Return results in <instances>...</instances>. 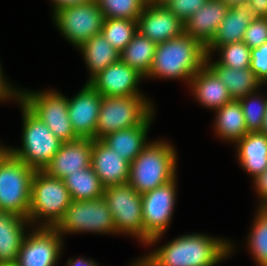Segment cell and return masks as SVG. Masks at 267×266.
Returning a JSON list of instances; mask_svg holds the SVG:
<instances>
[{"label": "cell", "instance_id": "6da1fadb", "mask_svg": "<svg viewBox=\"0 0 267 266\" xmlns=\"http://www.w3.org/2000/svg\"><path fill=\"white\" fill-rule=\"evenodd\" d=\"M233 249L230 240L190 233L157 247L131 266H215L232 255Z\"/></svg>", "mask_w": 267, "mask_h": 266}, {"label": "cell", "instance_id": "7a4b0ae2", "mask_svg": "<svg viewBox=\"0 0 267 266\" xmlns=\"http://www.w3.org/2000/svg\"><path fill=\"white\" fill-rule=\"evenodd\" d=\"M206 64V48L183 32L176 38L156 45L147 78L179 79L187 84Z\"/></svg>", "mask_w": 267, "mask_h": 266}, {"label": "cell", "instance_id": "3957f363", "mask_svg": "<svg viewBox=\"0 0 267 266\" xmlns=\"http://www.w3.org/2000/svg\"><path fill=\"white\" fill-rule=\"evenodd\" d=\"M176 154L165 140L149 142L130 163L128 184L142 195L172 181L177 176Z\"/></svg>", "mask_w": 267, "mask_h": 266}, {"label": "cell", "instance_id": "277c9868", "mask_svg": "<svg viewBox=\"0 0 267 266\" xmlns=\"http://www.w3.org/2000/svg\"><path fill=\"white\" fill-rule=\"evenodd\" d=\"M71 201L64 180L50 177L44 171H35L28 215L31 228L37 225L55 228L64 217Z\"/></svg>", "mask_w": 267, "mask_h": 266}, {"label": "cell", "instance_id": "5b68a950", "mask_svg": "<svg viewBox=\"0 0 267 266\" xmlns=\"http://www.w3.org/2000/svg\"><path fill=\"white\" fill-rule=\"evenodd\" d=\"M16 103L23 112L21 148H10V153L36 171H43L59 151V140L20 100Z\"/></svg>", "mask_w": 267, "mask_h": 266}, {"label": "cell", "instance_id": "8992f818", "mask_svg": "<svg viewBox=\"0 0 267 266\" xmlns=\"http://www.w3.org/2000/svg\"><path fill=\"white\" fill-rule=\"evenodd\" d=\"M152 103L144 95L102 96L95 139H102L115 131L142 125L155 111Z\"/></svg>", "mask_w": 267, "mask_h": 266}, {"label": "cell", "instance_id": "52a82bcc", "mask_svg": "<svg viewBox=\"0 0 267 266\" xmlns=\"http://www.w3.org/2000/svg\"><path fill=\"white\" fill-rule=\"evenodd\" d=\"M36 170L9 153L0 163V211L28 219Z\"/></svg>", "mask_w": 267, "mask_h": 266}, {"label": "cell", "instance_id": "ba28073f", "mask_svg": "<svg viewBox=\"0 0 267 266\" xmlns=\"http://www.w3.org/2000/svg\"><path fill=\"white\" fill-rule=\"evenodd\" d=\"M62 142L78 139L68 115V97L56 90L23 91L19 99Z\"/></svg>", "mask_w": 267, "mask_h": 266}, {"label": "cell", "instance_id": "9c48e42d", "mask_svg": "<svg viewBox=\"0 0 267 266\" xmlns=\"http://www.w3.org/2000/svg\"><path fill=\"white\" fill-rule=\"evenodd\" d=\"M55 229L62 237L66 233L82 232L117 234L113 216L103 197L85 201L72 200Z\"/></svg>", "mask_w": 267, "mask_h": 266}, {"label": "cell", "instance_id": "30bf717a", "mask_svg": "<svg viewBox=\"0 0 267 266\" xmlns=\"http://www.w3.org/2000/svg\"><path fill=\"white\" fill-rule=\"evenodd\" d=\"M103 198L113 216L117 234L136 237L144 245L141 194L126 183L105 187Z\"/></svg>", "mask_w": 267, "mask_h": 266}, {"label": "cell", "instance_id": "8fae6325", "mask_svg": "<svg viewBox=\"0 0 267 266\" xmlns=\"http://www.w3.org/2000/svg\"><path fill=\"white\" fill-rule=\"evenodd\" d=\"M176 180L141 195L144 245L157 243L170 226L177 198Z\"/></svg>", "mask_w": 267, "mask_h": 266}, {"label": "cell", "instance_id": "7c38bea8", "mask_svg": "<svg viewBox=\"0 0 267 266\" xmlns=\"http://www.w3.org/2000/svg\"><path fill=\"white\" fill-rule=\"evenodd\" d=\"M104 19L95 0L64 7L53 13L55 26L76 49L94 35L100 34Z\"/></svg>", "mask_w": 267, "mask_h": 266}, {"label": "cell", "instance_id": "4fadbf2b", "mask_svg": "<svg viewBox=\"0 0 267 266\" xmlns=\"http://www.w3.org/2000/svg\"><path fill=\"white\" fill-rule=\"evenodd\" d=\"M20 247L19 266H56L61 258L63 237L55 228L34 227Z\"/></svg>", "mask_w": 267, "mask_h": 266}, {"label": "cell", "instance_id": "5bb4252c", "mask_svg": "<svg viewBox=\"0 0 267 266\" xmlns=\"http://www.w3.org/2000/svg\"><path fill=\"white\" fill-rule=\"evenodd\" d=\"M101 101L102 96L87 82L78 94L68 98V115L78 138L95 139Z\"/></svg>", "mask_w": 267, "mask_h": 266}, {"label": "cell", "instance_id": "9a60e30c", "mask_svg": "<svg viewBox=\"0 0 267 266\" xmlns=\"http://www.w3.org/2000/svg\"><path fill=\"white\" fill-rule=\"evenodd\" d=\"M145 79L134 68L121 60L109 65L88 83L101 96L127 97L143 95L139 91V82Z\"/></svg>", "mask_w": 267, "mask_h": 266}, {"label": "cell", "instance_id": "2e32d148", "mask_svg": "<svg viewBox=\"0 0 267 266\" xmlns=\"http://www.w3.org/2000/svg\"><path fill=\"white\" fill-rule=\"evenodd\" d=\"M137 31L157 45L181 35L184 23L167 7L147 4L137 19Z\"/></svg>", "mask_w": 267, "mask_h": 266}, {"label": "cell", "instance_id": "e0dca14e", "mask_svg": "<svg viewBox=\"0 0 267 266\" xmlns=\"http://www.w3.org/2000/svg\"><path fill=\"white\" fill-rule=\"evenodd\" d=\"M92 139L78 138L62 142L59 151L44 168V172L63 180L68 174L80 172L91 166Z\"/></svg>", "mask_w": 267, "mask_h": 266}, {"label": "cell", "instance_id": "ac0fdd59", "mask_svg": "<svg viewBox=\"0 0 267 266\" xmlns=\"http://www.w3.org/2000/svg\"><path fill=\"white\" fill-rule=\"evenodd\" d=\"M91 167L104 187L128 183L130 162L101 139L92 140Z\"/></svg>", "mask_w": 267, "mask_h": 266}, {"label": "cell", "instance_id": "d6986e66", "mask_svg": "<svg viewBox=\"0 0 267 266\" xmlns=\"http://www.w3.org/2000/svg\"><path fill=\"white\" fill-rule=\"evenodd\" d=\"M229 7L221 0H208L184 22V32L205 48L211 43Z\"/></svg>", "mask_w": 267, "mask_h": 266}, {"label": "cell", "instance_id": "ffe728a7", "mask_svg": "<svg viewBox=\"0 0 267 266\" xmlns=\"http://www.w3.org/2000/svg\"><path fill=\"white\" fill-rule=\"evenodd\" d=\"M187 86L196 101L214 111L232 100L226 85L206 64L192 76Z\"/></svg>", "mask_w": 267, "mask_h": 266}, {"label": "cell", "instance_id": "44dd1931", "mask_svg": "<svg viewBox=\"0 0 267 266\" xmlns=\"http://www.w3.org/2000/svg\"><path fill=\"white\" fill-rule=\"evenodd\" d=\"M254 19L248 2L238 3L229 8L211 43L206 47V55H211L219 46L243 41L245 31Z\"/></svg>", "mask_w": 267, "mask_h": 266}, {"label": "cell", "instance_id": "7402d4cb", "mask_svg": "<svg viewBox=\"0 0 267 266\" xmlns=\"http://www.w3.org/2000/svg\"><path fill=\"white\" fill-rule=\"evenodd\" d=\"M154 115L153 113L142 125L115 131L101 140L131 163L150 142L147 137L149 126L155 118Z\"/></svg>", "mask_w": 267, "mask_h": 266}, {"label": "cell", "instance_id": "603a6c76", "mask_svg": "<svg viewBox=\"0 0 267 266\" xmlns=\"http://www.w3.org/2000/svg\"><path fill=\"white\" fill-rule=\"evenodd\" d=\"M28 224L31 225L27 218L0 211V264L17 261Z\"/></svg>", "mask_w": 267, "mask_h": 266}, {"label": "cell", "instance_id": "cb8c5ba5", "mask_svg": "<svg viewBox=\"0 0 267 266\" xmlns=\"http://www.w3.org/2000/svg\"><path fill=\"white\" fill-rule=\"evenodd\" d=\"M211 55H206V65L226 85L232 100H240L264 86L256 74L248 68L234 69L218 64Z\"/></svg>", "mask_w": 267, "mask_h": 266}, {"label": "cell", "instance_id": "d4e9b609", "mask_svg": "<svg viewBox=\"0 0 267 266\" xmlns=\"http://www.w3.org/2000/svg\"><path fill=\"white\" fill-rule=\"evenodd\" d=\"M235 146L238 162L252 179L267 169V134L248 132Z\"/></svg>", "mask_w": 267, "mask_h": 266}, {"label": "cell", "instance_id": "484cf974", "mask_svg": "<svg viewBox=\"0 0 267 266\" xmlns=\"http://www.w3.org/2000/svg\"><path fill=\"white\" fill-rule=\"evenodd\" d=\"M215 134L222 140L236 143L248 133L246 121L239 100H231L215 110Z\"/></svg>", "mask_w": 267, "mask_h": 266}, {"label": "cell", "instance_id": "4316f807", "mask_svg": "<svg viewBox=\"0 0 267 266\" xmlns=\"http://www.w3.org/2000/svg\"><path fill=\"white\" fill-rule=\"evenodd\" d=\"M78 50L82 51L89 69L90 78L87 83L106 67L120 60V52L113 48L101 33L81 44Z\"/></svg>", "mask_w": 267, "mask_h": 266}, {"label": "cell", "instance_id": "83f0119b", "mask_svg": "<svg viewBox=\"0 0 267 266\" xmlns=\"http://www.w3.org/2000/svg\"><path fill=\"white\" fill-rule=\"evenodd\" d=\"M156 44L138 31L120 52V60L147 78L151 68Z\"/></svg>", "mask_w": 267, "mask_h": 266}, {"label": "cell", "instance_id": "f1b7e54d", "mask_svg": "<svg viewBox=\"0 0 267 266\" xmlns=\"http://www.w3.org/2000/svg\"><path fill=\"white\" fill-rule=\"evenodd\" d=\"M71 200H95L103 197L104 186L90 166L80 172L68 174L64 179Z\"/></svg>", "mask_w": 267, "mask_h": 266}, {"label": "cell", "instance_id": "f546056e", "mask_svg": "<svg viewBox=\"0 0 267 266\" xmlns=\"http://www.w3.org/2000/svg\"><path fill=\"white\" fill-rule=\"evenodd\" d=\"M247 240V248L257 266H267V208L257 207Z\"/></svg>", "mask_w": 267, "mask_h": 266}, {"label": "cell", "instance_id": "4dcf8cb0", "mask_svg": "<svg viewBox=\"0 0 267 266\" xmlns=\"http://www.w3.org/2000/svg\"><path fill=\"white\" fill-rule=\"evenodd\" d=\"M100 33L121 52L137 33V20L105 18Z\"/></svg>", "mask_w": 267, "mask_h": 266}, {"label": "cell", "instance_id": "1f68e13d", "mask_svg": "<svg viewBox=\"0 0 267 266\" xmlns=\"http://www.w3.org/2000/svg\"><path fill=\"white\" fill-rule=\"evenodd\" d=\"M104 18L137 20L147 0H95Z\"/></svg>", "mask_w": 267, "mask_h": 266}, {"label": "cell", "instance_id": "d6a6232c", "mask_svg": "<svg viewBox=\"0 0 267 266\" xmlns=\"http://www.w3.org/2000/svg\"><path fill=\"white\" fill-rule=\"evenodd\" d=\"M258 94L259 92L255 91L239 100L248 132H260L263 125V118L267 107V96Z\"/></svg>", "mask_w": 267, "mask_h": 266}, {"label": "cell", "instance_id": "836d02e7", "mask_svg": "<svg viewBox=\"0 0 267 266\" xmlns=\"http://www.w3.org/2000/svg\"><path fill=\"white\" fill-rule=\"evenodd\" d=\"M216 50L220 51V59L216 60L218 64L234 69L250 67L251 48L243 41L219 46Z\"/></svg>", "mask_w": 267, "mask_h": 266}, {"label": "cell", "instance_id": "e575fe53", "mask_svg": "<svg viewBox=\"0 0 267 266\" xmlns=\"http://www.w3.org/2000/svg\"><path fill=\"white\" fill-rule=\"evenodd\" d=\"M243 42L251 49L267 43V18H254L245 31Z\"/></svg>", "mask_w": 267, "mask_h": 266}, {"label": "cell", "instance_id": "d590c367", "mask_svg": "<svg viewBox=\"0 0 267 266\" xmlns=\"http://www.w3.org/2000/svg\"><path fill=\"white\" fill-rule=\"evenodd\" d=\"M208 0H172L166 7L183 23L197 12Z\"/></svg>", "mask_w": 267, "mask_h": 266}, {"label": "cell", "instance_id": "8d00e7d4", "mask_svg": "<svg viewBox=\"0 0 267 266\" xmlns=\"http://www.w3.org/2000/svg\"><path fill=\"white\" fill-rule=\"evenodd\" d=\"M250 69L256 74L262 84L267 83V43L251 49Z\"/></svg>", "mask_w": 267, "mask_h": 266}, {"label": "cell", "instance_id": "74e56055", "mask_svg": "<svg viewBox=\"0 0 267 266\" xmlns=\"http://www.w3.org/2000/svg\"><path fill=\"white\" fill-rule=\"evenodd\" d=\"M3 75L4 74H2V67L0 63V102H6L10 99L12 101L16 100L15 102H17L20 99V89H16V87L14 88L13 85L6 81Z\"/></svg>", "mask_w": 267, "mask_h": 266}, {"label": "cell", "instance_id": "f35d334b", "mask_svg": "<svg viewBox=\"0 0 267 266\" xmlns=\"http://www.w3.org/2000/svg\"><path fill=\"white\" fill-rule=\"evenodd\" d=\"M253 184L259 197L258 207H265L267 205V169L253 179Z\"/></svg>", "mask_w": 267, "mask_h": 266}, {"label": "cell", "instance_id": "ab89813d", "mask_svg": "<svg viewBox=\"0 0 267 266\" xmlns=\"http://www.w3.org/2000/svg\"><path fill=\"white\" fill-rule=\"evenodd\" d=\"M254 18H267V0H248Z\"/></svg>", "mask_w": 267, "mask_h": 266}, {"label": "cell", "instance_id": "60d3db41", "mask_svg": "<svg viewBox=\"0 0 267 266\" xmlns=\"http://www.w3.org/2000/svg\"><path fill=\"white\" fill-rule=\"evenodd\" d=\"M94 0H51L52 2V7H53V12H56L57 10L68 7V6H73V5H79L87 2H92Z\"/></svg>", "mask_w": 267, "mask_h": 266}, {"label": "cell", "instance_id": "b9f144b4", "mask_svg": "<svg viewBox=\"0 0 267 266\" xmlns=\"http://www.w3.org/2000/svg\"><path fill=\"white\" fill-rule=\"evenodd\" d=\"M66 266H99L93 259L75 258L68 259Z\"/></svg>", "mask_w": 267, "mask_h": 266}, {"label": "cell", "instance_id": "7bdbcfd3", "mask_svg": "<svg viewBox=\"0 0 267 266\" xmlns=\"http://www.w3.org/2000/svg\"><path fill=\"white\" fill-rule=\"evenodd\" d=\"M172 0H148L147 4H152L154 6L166 7Z\"/></svg>", "mask_w": 267, "mask_h": 266}, {"label": "cell", "instance_id": "ee69618b", "mask_svg": "<svg viewBox=\"0 0 267 266\" xmlns=\"http://www.w3.org/2000/svg\"><path fill=\"white\" fill-rule=\"evenodd\" d=\"M10 153V147L0 145V163Z\"/></svg>", "mask_w": 267, "mask_h": 266}, {"label": "cell", "instance_id": "f6af8a7d", "mask_svg": "<svg viewBox=\"0 0 267 266\" xmlns=\"http://www.w3.org/2000/svg\"><path fill=\"white\" fill-rule=\"evenodd\" d=\"M224 2L229 8L234 7L238 3H245L248 2V0H221Z\"/></svg>", "mask_w": 267, "mask_h": 266}, {"label": "cell", "instance_id": "bcb514c9", "mask_svg": "<svg viewBox=\"0 0 267 266\" xmlns=\"http://www.w3.org/2000/svg\"><path fill=\"white\" fill-rule=\"evenodd\" d=\"M260 132L263 134H267V107H266L265 116L263 118V125H262Z\"/></svg>", "mask_w": 267, "mask_h": 266}, {"label": "cell", "instance_id": "7dc6e473", "mask_svg": "<svg viewBox=\"0 0 267 266\" xmlns=\"http://www.w3.org/2000/svg\"><path fill=\"white\" fill-rule=\"evenodd\" d=\"M0 266H19V265L16 261H14V262L1 263Z\"/></svg>", "mask_w": 267, "mask_h": 266}]
</instances>
